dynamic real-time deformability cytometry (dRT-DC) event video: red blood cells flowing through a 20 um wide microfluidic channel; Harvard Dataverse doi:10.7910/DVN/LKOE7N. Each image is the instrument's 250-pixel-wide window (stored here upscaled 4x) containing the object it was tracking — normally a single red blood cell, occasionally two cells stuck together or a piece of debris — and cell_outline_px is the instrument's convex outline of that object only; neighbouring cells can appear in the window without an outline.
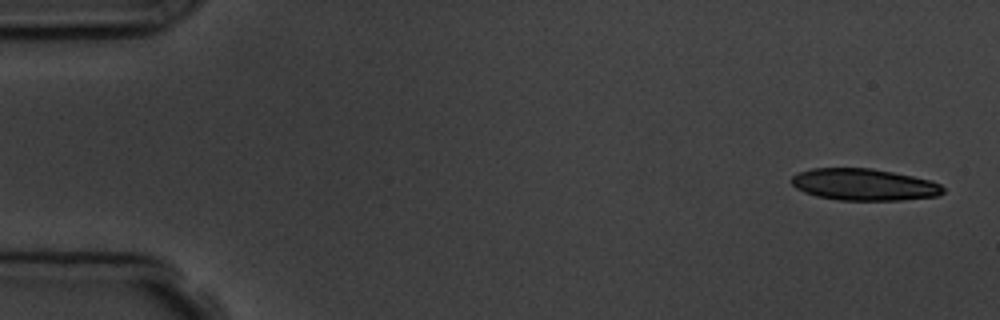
{"species": "common noctule bat (a hibernating species)", "species_latin": "Nyctalus noctula", "temperature_condition": "room temperature", "stored_images_in_passage": 7, "camera_frame_rate_fps": 3000, "um_per_image_px": 0.085, "animal": {"sex": "male", "body_mass_g": 19.5, "forearm_length_mm": 54.6}, "frame": {"image": 1, "passage_image": 1, "time_ms": 0.0, "image_size_px": [1000, 320], "cell_outline_px": [[944, 192], [936, 196], [900, 200], [840, 200], [816, 196], [804, 192], [796, 188], [792, 184], [792, 176], [800, 172], [812, 168], [872, 168], [932, 180], [940, 184], [944, 188]], "centroid_in_image_um": [73.44, 15.69], "position_along_channel_um": 11.6, "area_um2": 27.98}}